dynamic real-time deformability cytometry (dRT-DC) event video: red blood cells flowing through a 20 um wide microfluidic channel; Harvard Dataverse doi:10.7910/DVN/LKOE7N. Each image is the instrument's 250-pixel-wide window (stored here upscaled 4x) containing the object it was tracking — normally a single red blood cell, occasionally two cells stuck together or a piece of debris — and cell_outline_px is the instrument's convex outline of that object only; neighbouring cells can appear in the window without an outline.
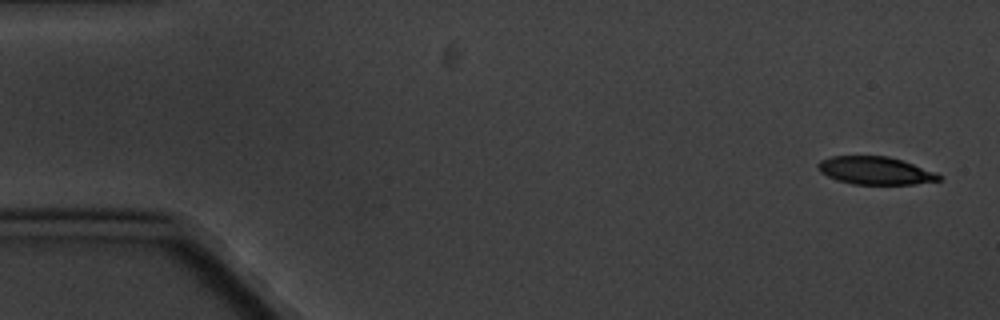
{"species": "common noctule bat (a hibernating species)", "species_latin": "Nyctalus noctula", "temperature_condition": "cold", "stored_images_in_passage": 5, "camera_frame_rate_fps": 3000, "um_per_image_px": 0.085, "animal": {"sex": "male", "body_mass_g": 20.1, "forearm_length_mm": 53.5}, "frame": {"image": 1, "passage_image": 1, "time_ms": 0.0, "image_size_px": [1000, 320], "cell_outline_px": [[940, 180], [916, 184], [852, 184], [836, 180], [820, 172], [816, 168], [816, 164], [820, 160], [832, 156], [888, 156], [936, 172], [940, 176]], "centroid_in_image_um": [74.34, 14.5], "position_along_channel_um": 10.7, "area_um2": 19.54}}
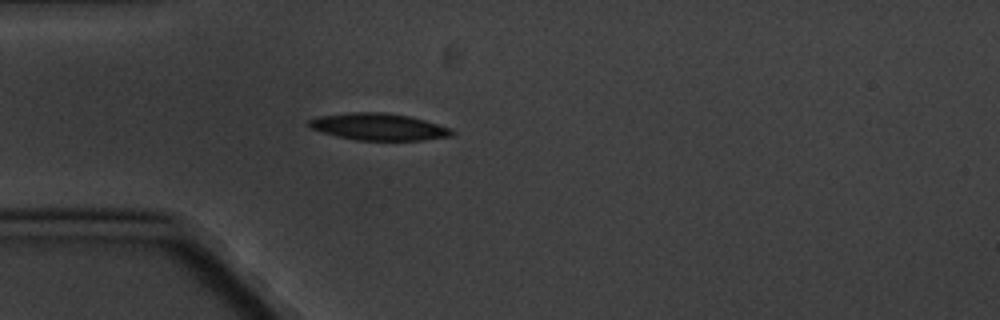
{"frame": {"image": 2, "passage_image": 5, "time_ms": 4.667, "image_size_px": [1000, 320], "cell_outline_px": [[456, 132], [452, 136], [424, 140], [356, 140], [336, 136], [312, 128], [308, 124], [308, 120], [320, 116], [352, 112], [384, 112], [412, 116], [452, 128]], "centroid_in_image_um": [32.26, 10.77], "position_along_channel_um": 52.7, "area_um2": 22.48}}